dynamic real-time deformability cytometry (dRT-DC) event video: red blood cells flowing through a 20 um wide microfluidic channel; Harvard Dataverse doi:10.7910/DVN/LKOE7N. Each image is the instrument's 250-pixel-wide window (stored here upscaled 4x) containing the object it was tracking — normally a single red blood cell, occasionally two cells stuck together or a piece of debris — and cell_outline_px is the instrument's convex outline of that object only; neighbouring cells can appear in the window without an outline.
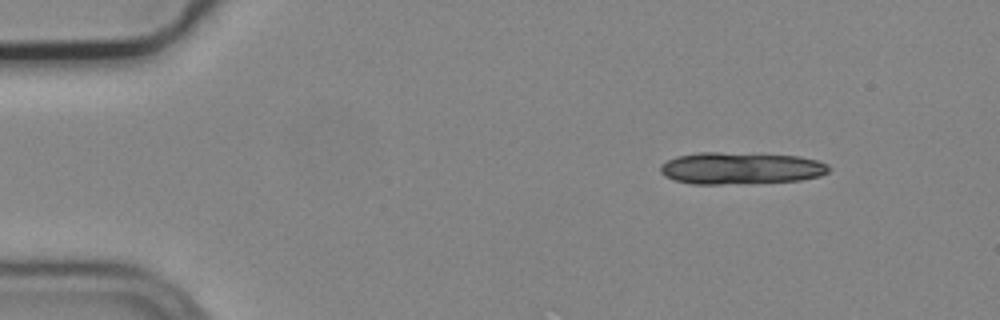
{"species": "common noctule bat (a hibernating species)", "species_latin": "Nyctalus noctula", "temperature_condition": "cold", "stored_images_in_passage": 4, "camera_frame_rate_fps": 3000, "um_per_image_px": 0.085, "animal": {"sex": "male", "body_mass_g": 19.2, "forearm_length_mm": 51.8}, "frame": {"image": 1, "passage_image": 1, "time_ms": 0.0, "image_size_px": [1000, 320], "cell_outline_px": [[832, 168], [828, 172], [820, 176], [800, 180], [744, 184], [692, 184], [672, 180], [664, 176], [660, 172], [660, 164], [676, 156], [700, 152], [720, 152], [800, 156], [816, 160], [828, 164]], "centroid_in_image_um": [62.94, 14.31], "position_along_channel_um": 22.1, "area_um2": 31.79}}
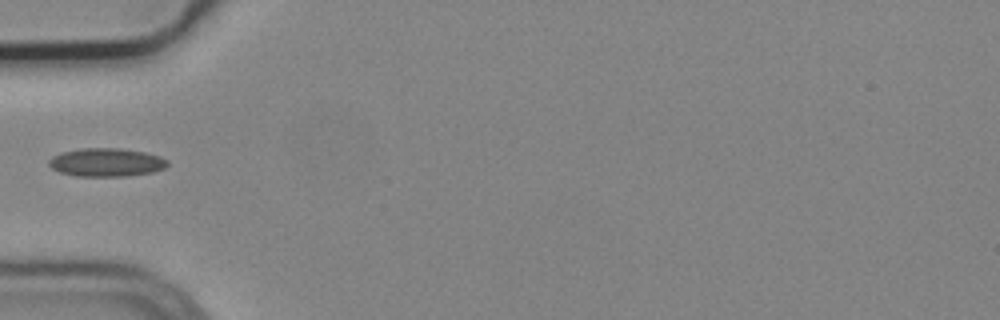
{"frame": {"image": 2, "passage_image": 4, "time_ms": 1.0, "image_size_px": [1000, 320], "cell_outline_px": [[168, 164], [164, 168], [152, 172], [128, 176], [76, 176], [60, 172], [52, 168], [48, 164], [48, 160], [52, 156], [60, 152], [80, 148], [120, 148], [144, 152], [160, 156], [168, 160]], "centroid_in_image_um": [9.02, 13.79], "position_along_channel_um": 76.0, "area_um2": 19.71}}